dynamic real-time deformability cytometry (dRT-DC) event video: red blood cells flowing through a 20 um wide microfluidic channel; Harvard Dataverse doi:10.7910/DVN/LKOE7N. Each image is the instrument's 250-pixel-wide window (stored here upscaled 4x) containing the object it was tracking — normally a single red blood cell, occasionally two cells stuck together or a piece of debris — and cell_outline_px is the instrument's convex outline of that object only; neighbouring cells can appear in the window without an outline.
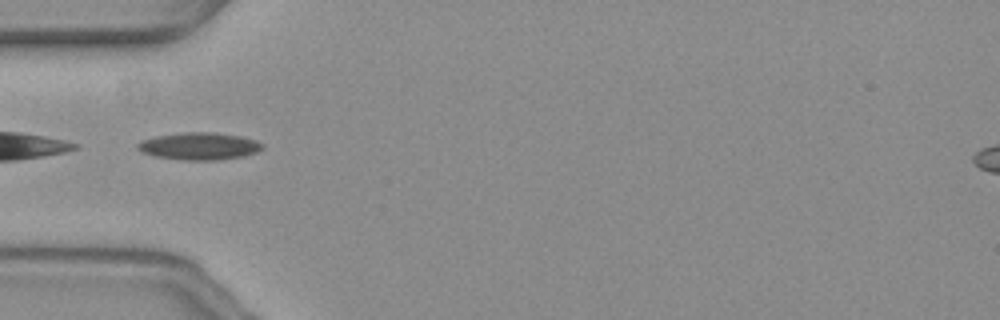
{"species": "common noctule bat (a hibernating species)", "species_latin": "Nyctalus noctula", "temperature_condition": "warm", "stored_images_in_passage": 37, "camera_frame_rate_fps": 3000, "um_per_image_px": 0.085, "animal": {"sex": "female", "body_mass_g": 19.3, "forearm_length_mm": 54.1}, "frame": {"image": 1, "passage_image": 7, "time_ms": 2.0, "image_size_px": [1000, 320], "cell_outline_px": [[264, 148], [256, 152], [244, 156], [216, 160], [180, 160], [156, 156], [140, 152], [136, 148], [136, 144], [140, 140], [156, 136], [184, 132], [212, 132], [240, 136], [256, 140], [264, 144]], "centroid_in_image_um": [16.91, 12.42], "position_along_channel_um": 68.1, "area_um2": 20.0}}
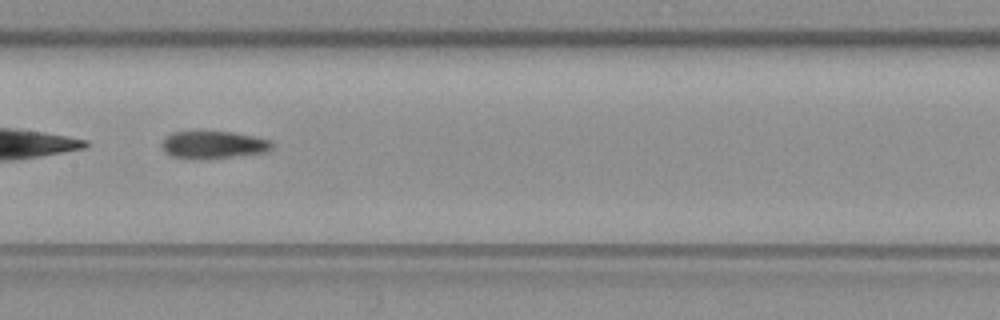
{"frame": {"image": 2, "passage_image": 17, "time_ms": 5.333, "image_size_px": [1000, 320], "cell_outline_px": [[272, 148], [264, 152], [200, 160], [188, 160], [172, 156], [164, 152], [160, 148], [160, 144], [164, 136], [172, 132], [196, 128], [232, 132], [272, 140]], "centroid_in_image_um": [17.98, 12.27], "position_along_channel_um": 189.4, "area_um2": 18.73}}
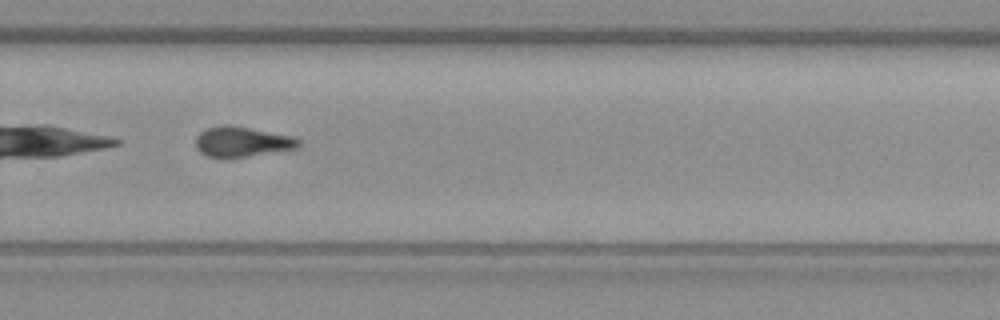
{"frame": {"image": 3, "passage_image": 27, "time_ms": 8.667, "image_size_px": [1000, 320], "cell_outline_px": [[300, 144], [296, 148], [228, 160], [208, 156], [200, 152], [196, 148], [196, 136], [200, 132], [208, 128], [228, 124], [288, 136], [300, 140]], "centroid_in_image_um": [20.5, 12.09], "position_along_channel_um": 309.3, "area_um2": 18.03}, "authors_computed_cell_mechanics": {"area_um2": 18.785, "velocity_mm_per_s": 3.6144, "shape_relaxation_time_tau1_ms": 8.2566, "shape_relaxation_time_tau2_ms": 4.9593, "deformation_change_tau1": 0.141, "deformation_change_tau2": 0.126}}